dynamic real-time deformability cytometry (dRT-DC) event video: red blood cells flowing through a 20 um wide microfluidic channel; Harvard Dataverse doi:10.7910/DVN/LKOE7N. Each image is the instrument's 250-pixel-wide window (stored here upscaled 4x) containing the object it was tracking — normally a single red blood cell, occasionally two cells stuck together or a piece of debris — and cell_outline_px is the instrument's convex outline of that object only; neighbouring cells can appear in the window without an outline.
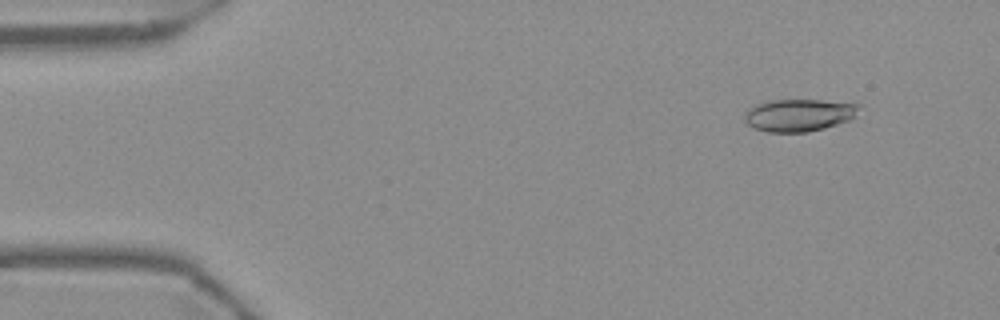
{"species": "Egyptian fruit bat (a non-hibernating species)", "species_latin": "Rousettus aegyptiacus", "temperature_condition": "warm", "stored_images_in_passage": 54, "camera_frame_rate_fps": 3000, "um_per_image_px": 0.085, "frame": {"image": 1, "passage_image": 5, "time_ms": 1.333, "image_size_px": [1000, 320], "cell_outline_px": [[860, 104], [856, 116], [848, 120], [824, 128], [808, 132], [768, 132], [756, 128], [748, 124], [744, 120], [744, 116], [748, 108], [756, 104], [768, 100], [820, 100]], "centroid_in_image_um": [67.89, 9.78], "position_along_channel_um": 17.1, "area_um2": 21.5}}
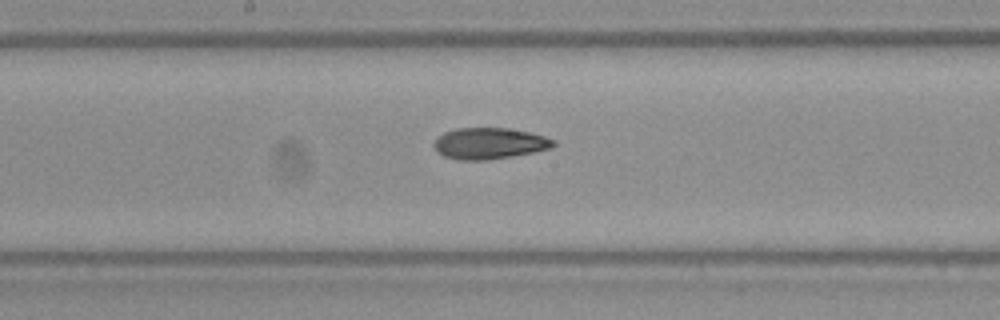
{"frame": {"image": 2, "passage_image": 28, "time_ms": 9.0, "image_size_px": [1000, 320], "cell_outline_px": [[556, 144], [552, 148], [512, 156], [488, 160], [456, 160], [444, 156], [436, 152], [432, 144], [444, 132], [456, 128], [508, 128], [528, 132], [544, 136], [556, 140]], "centroid_in_image_um": [41.58, 12.19], "position_along_channel_um": 206.6, "area_um2": 21.85}}
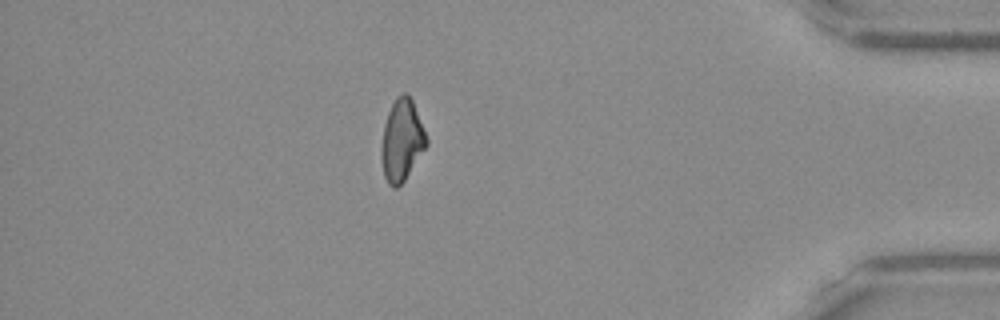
{"frame": {"image": 3, "passage_image": 47, "time_ms": 15.333, "image_size_px": [1000, 320], "cell_outline_px": [[428, 144], [404, 180], [396, 188], [392, 188], [388, 184], [384, 176], [380, 156], [380, 148], [384, 124], [388, 112], [396, 96], [400, 92], [408, 92], [412, 100], [428, 140]], "centroid_in_image_um": [34.13, 11.91], "position_along_channel_um": 401.1, "area_um2": 21.5}, "authors_computed_cell_mechanics": {"area_um2": 21.6461, "velocity_mm_per_s": 3.7425, "shape_relaxation_time_tau1_ms": null, "shape_relaxation_time_tau2_ms": 4.8343, "deformation_change_tau1": null, "deformation_change_tau2": 0.1226}}